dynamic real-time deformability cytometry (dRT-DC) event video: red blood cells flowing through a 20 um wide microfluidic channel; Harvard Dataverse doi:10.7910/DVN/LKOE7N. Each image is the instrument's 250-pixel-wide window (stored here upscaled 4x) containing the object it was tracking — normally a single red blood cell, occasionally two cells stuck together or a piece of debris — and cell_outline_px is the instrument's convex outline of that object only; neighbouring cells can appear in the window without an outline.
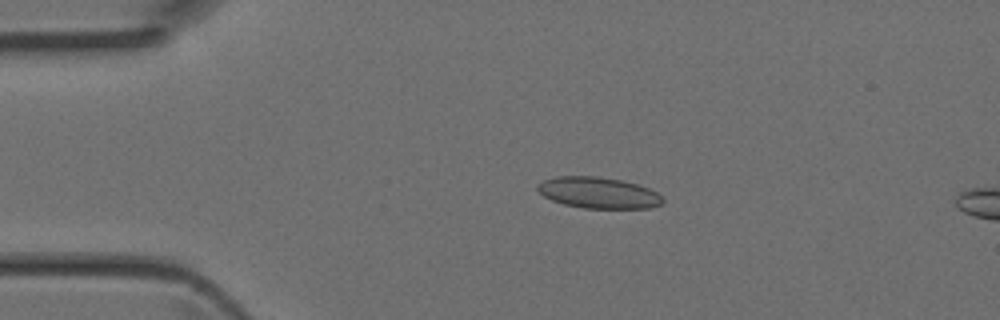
{"species": "Egyptian fruit bat (a non-hibernating species)", "species_latin": "Rousettus aegyptiacus", "temperature_condition": "room temperature", "stored_images_in_passage": 4, "camera_frame_rate_fps": 3000, "um_per_image_px": 0.085, "animal": {"sex": "female"}, "frame": {"image": 1, "passage_image": 1, "time_ms": 0.0, "image_size_px": [1000, 320], "cell_outline_px": [[664, 200], [660, 204], [652, 208], [584, 208], [564, 204], [552, 200], [544, 196], [536, 188], [536, 184], [544, 180], [556, 176], [596, 176], [620, 180], [636, 184], [648, 188], [656, 192]], "centroid_in_image_um": [50.84, 16.38], "position_along_channel_um": 34.2, "area_um2": 22.6}}